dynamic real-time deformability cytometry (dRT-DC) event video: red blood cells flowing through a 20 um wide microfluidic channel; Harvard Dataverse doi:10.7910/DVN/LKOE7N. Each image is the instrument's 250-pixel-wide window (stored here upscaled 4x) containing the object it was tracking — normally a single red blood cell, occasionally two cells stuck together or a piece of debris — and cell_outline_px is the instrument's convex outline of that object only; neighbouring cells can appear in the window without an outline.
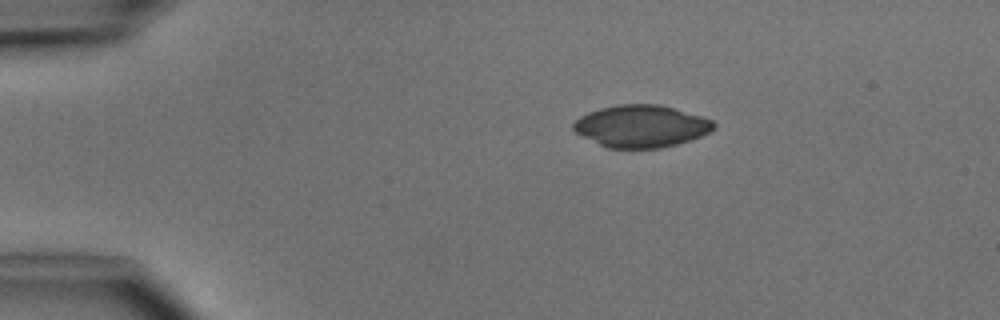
{"species": "common noctule bat (a hibernating species)", "species_latin": "Nyctalus noctula", "temperature_condition": "cold", "stored_images_in_passage": 4, "camera_frame_rate_fps": 3000, "um_per_image_px": 0.085, "animal": {"sex": "male", "body_mass_g": 15.6}, "frame": {"image": 1, "passage_image": 1, "time_ms": 0.0, "image_size_px": [1000, 320], "cell_outline_px": [[716, 128], [700, 136], [676, 144], [660, 148], [608, 148], [576, 132], [572, 128], [572, 124], [580, 116], [588, 112], [600, 108], [616, 104], [660, 104], [704, 116], [712, 120], [716, 124]], "centroid_in_image_um": [54.52, 10.7], "position_along_channel_um": 30.5, "area_um2": 34.45}}